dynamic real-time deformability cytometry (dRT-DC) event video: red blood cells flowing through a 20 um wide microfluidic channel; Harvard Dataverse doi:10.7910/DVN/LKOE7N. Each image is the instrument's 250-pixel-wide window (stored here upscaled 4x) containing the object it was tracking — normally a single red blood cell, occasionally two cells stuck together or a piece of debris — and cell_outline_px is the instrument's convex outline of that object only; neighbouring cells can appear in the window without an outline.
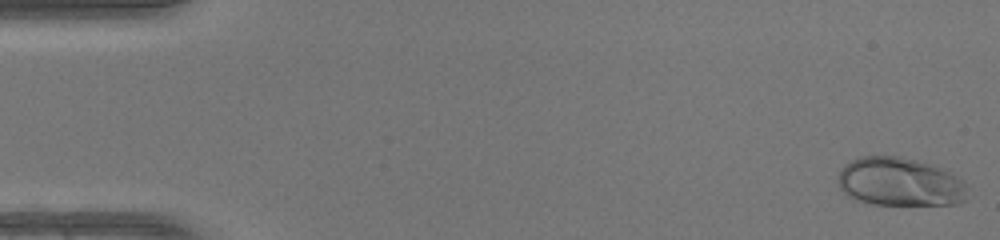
{"species": "human", "species_latin": "Homo sapiens", "temperature_condition": "warm", "stored_images_in_passage": 48, "camera_frame_rate_fps": 3000, "um_per_image_px": 0.085, "donor": {"sex": "female"}, "frame": {"image": 1, "passage_image": 1, "time_ms": 0.0, "image_size_px": [1000, 240], "cell_outline_px": [[968, 184], [964, 200], [956, 204], [872, 204], [856, 200], [848, 196], [840, 188], [836, 176], [840, 168], [844, 164], [860, 156], [900, 156], [948, 168], [964, 180]], "centroid_in_image_um": [76.5, 15.44], "position_along_channel_um": 8.5, "area_um2": 37.28}}
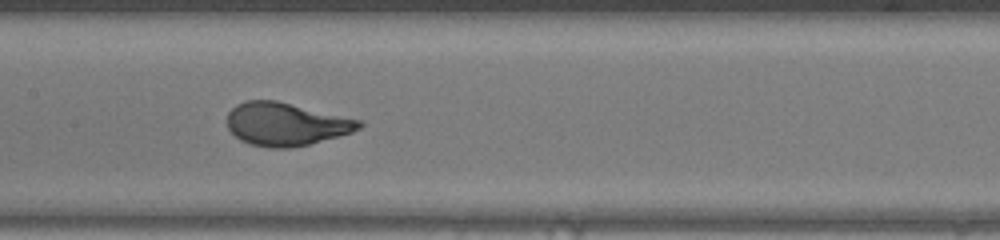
{"frame": {"image": 2, "passage_image": 24, "time_ms": 7.667, "image_size_px": [1000, 240], "cell_outline_px": [[364, 124], [360, 128], [352, 132], [308, 144], [292, 148], [268, 148], [248, 144], [240, 140], [228, 128], [228, 112], [236, 104], [244, 100], [276, 100], [364, 120]], "centroid_in_image_um": [24.31, 10.54], "position_along_channel_um": 183.1, "area_um2": 33.29}}
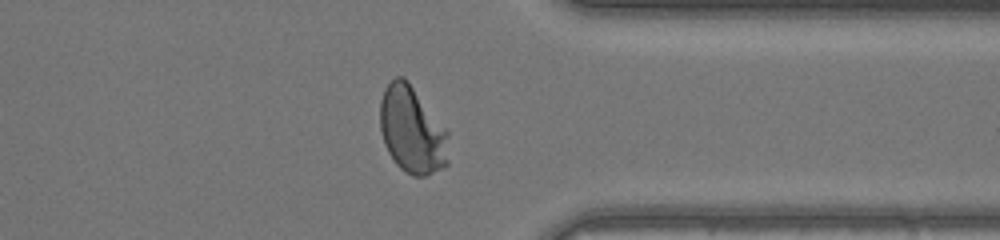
{"frame": {"image": 3, "passage_image": 38, "time_ms": 12.333, "image_size_px": [1000, 240], "cell_outline_px": [[448, 164], [444, 168], [424, 176], [412, 176], [400, 168], [396, 164], [388, 152], [384, 144], [380, 128], [380, 100], [384, 88], [396, 76], [404, 76], [408, 80], [448, 132]], "centroid_in_image_um": [35.01, 11.06], "position_along_channel_um": 376.4, "area_um2": 34.85}, "authors_computed_cell_mechanics": {"area_um2": 33.5529, "velocity_mm_per_s": 4.265, "shape_relaxation_time_tau1_ms": 2.679, "shape_relaxation_time_tau2_ms": null, "deformation_change_tau1": 0.2014, "deformation_change_tau2": null}}